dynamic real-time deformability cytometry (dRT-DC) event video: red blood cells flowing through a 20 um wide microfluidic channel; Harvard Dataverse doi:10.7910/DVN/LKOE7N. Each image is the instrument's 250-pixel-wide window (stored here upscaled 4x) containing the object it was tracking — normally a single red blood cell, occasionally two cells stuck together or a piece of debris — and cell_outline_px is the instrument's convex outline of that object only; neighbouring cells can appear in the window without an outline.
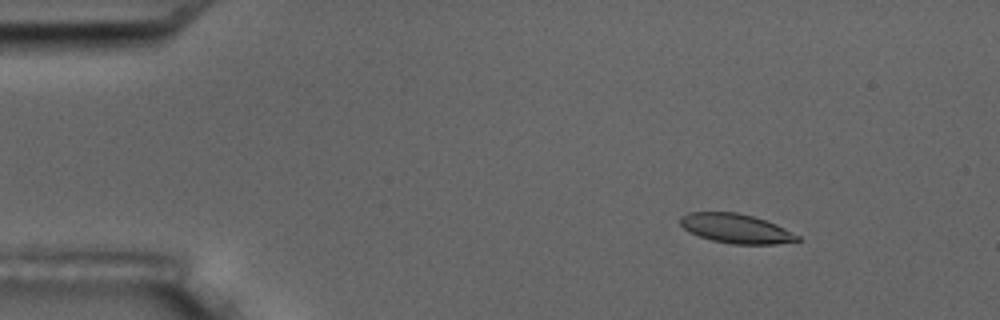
{"species": "common noctule bat (a hibernating species)", "species_latin": "Nyctalus noctula", "temperature_condition": "room temperature", "stored_images_in_passage": 4, "camera_frame_rate_fps": 3000, "um_per_image_px": 0.085, "animal": {"sex": "male", "body_mass_g": 17.5, "forearm_length_mm": 52.3}, "frame": {"image": 1, "passage_image": 2, "time_ms": 1.333, "image_size_px": [1000, 320], "cell_outline_px": [[800, 240], [776, 244], [732, 244], [712, 240], [688, 232], [680, 224], [680, 216], [688, 212], [736, 212], [752, 216], [776, 224], [800, 236]], "centroid_in_image_um": [62.53, 19.42], "position_along_channel_um": 22.5, "area_um2": 19.94}}